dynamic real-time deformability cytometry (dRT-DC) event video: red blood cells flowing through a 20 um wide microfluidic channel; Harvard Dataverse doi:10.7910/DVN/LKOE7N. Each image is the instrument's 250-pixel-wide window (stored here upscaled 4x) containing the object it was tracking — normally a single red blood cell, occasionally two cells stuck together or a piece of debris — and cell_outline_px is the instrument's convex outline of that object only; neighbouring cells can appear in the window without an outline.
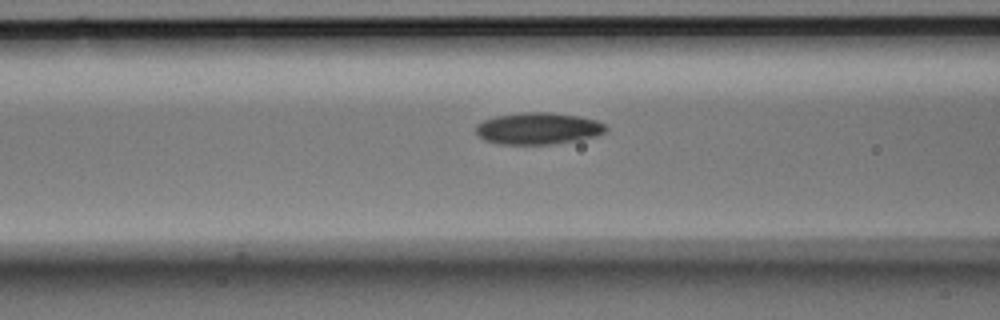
{"species": "Egyptian fruit bat (a non-hibernating species)", "species_latin": "Rousettus aegyptiacus", "temperature_condition": "room temperature", "stored_images_in_passage": 18, "camera_frame_rate_fps": 3000, "um_per_image_px": 0.085, "animal": {"sex": "male"}, "frame": {"image": 1, "passage_image": 13, "time_ms": 4.0, "image_size_px": [1000, 320], "cell_outline_px": [[608, 128], [604, 132], [596, 136], [548, 144], [500, 144], [484, 140], [476, 132], [476, 124], [484, 120], [496, 116], [520, 112], [552, 112], [580, 116], [596, 120], [604, 124]], "centroid_in_image_um": [45.72, 10.9], "position_along_channel_um": 120.9, "area_um2": 23.93}}
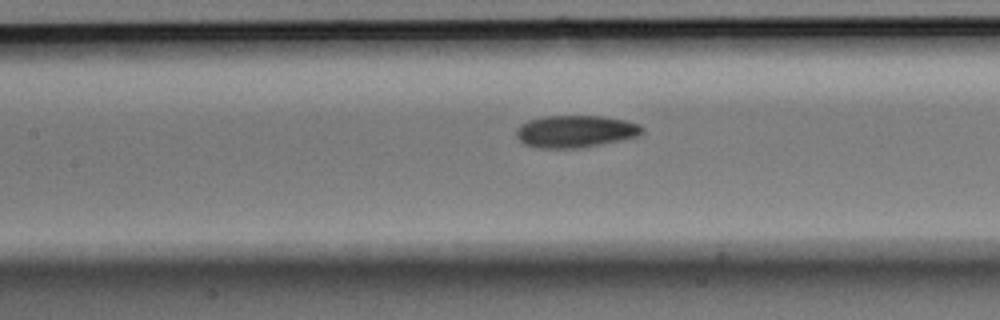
{"frame": {"image": 2, "passage_image": 16, "time_ms": 5.0, "image_size_px": [1000, 320], "cell_outline_px": [[644, 132], [640, 136], [600, 144], [576, 148], [540, 148], [524, 144], [516, 136], [516, 128], [520, 124], [528, 120], [544, 116], [604, 116], [624, 120], [640, 124], [644, 128]], "centroid_in_image_um": [48.92, 11.16], "position_along_channel_um": 158.5, "area_um2": 23.7}}